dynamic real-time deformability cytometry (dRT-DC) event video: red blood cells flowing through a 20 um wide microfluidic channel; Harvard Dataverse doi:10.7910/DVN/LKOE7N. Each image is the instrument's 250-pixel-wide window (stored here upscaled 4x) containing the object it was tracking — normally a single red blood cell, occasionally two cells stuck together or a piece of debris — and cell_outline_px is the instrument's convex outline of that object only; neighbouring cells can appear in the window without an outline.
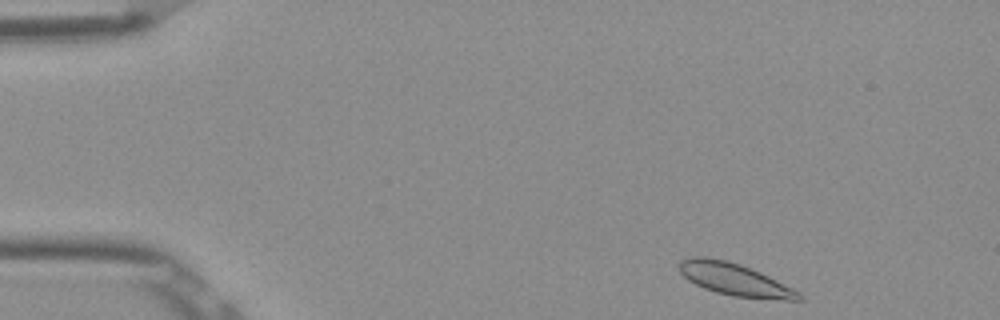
{"species": "Egyptian fruit bat (a non-hibernating species)", "species_latin": "Rousettus aegyptiacus", "temperature_condition": "room temperature", "stored_images_in_passage": 47, "camera_frame_rate_fps": 3000, "um_per_image_px": 0.085, "frame": {"image": 1, "passage_image": 1, "time_ms": 0.0, "image_size_px": [1000, 320], "cell_outline_px": [[804, 300], [788, 300], [732, 296], [716, 292], [704, 288], [688, 280], [680, 272], [680, 260], [688, 256], [704, 256], [728, 260], [740, 264], [760, 272], [800, 292], [804, 296]], "centroid_in_image_um": [62.44, 23.74], "position_along_channel_um": 22.6, "area_um2": 22.48}}
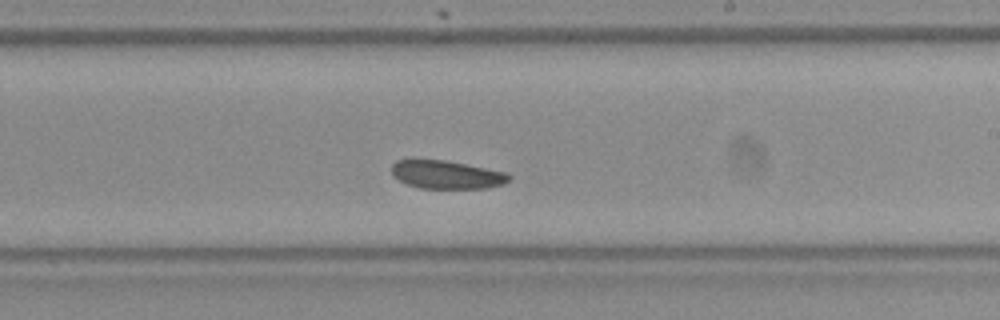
{"frame": {"image": 2, "passage_image": 26, "time_ms": 8.333, "image_size_px": [1000, 320], "cell_outline_px": [[512, 176], [504, 184], [488, 188], [420, 188], [408, 184], [392, 176], [392, 164], [396, 160], [412, 156], [448, 160], [508, 172]], "centroid_in_image_um": [37.92, 14.79], "position_along_channel_um": 251.1, "area_um2": 20.17}}
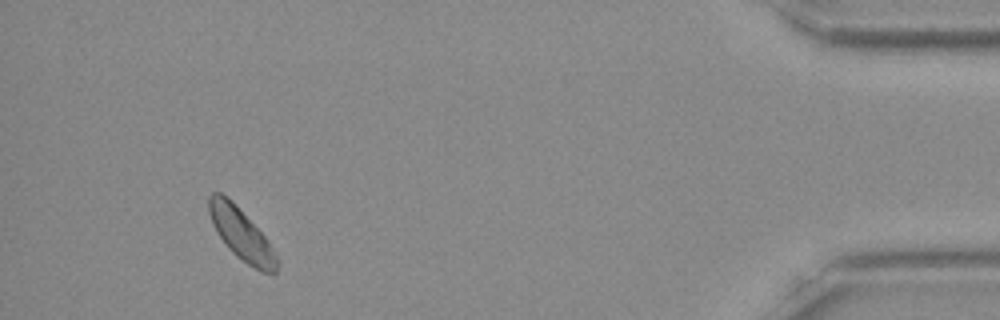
{"frame": {"image": 3, "passage_image": 44, "time_ms": 14.333, "image_size_px": [1000, 320], "cell_outline_px": [[276, 272], [260, 272], [236, 256], [228, 248], [216, 232], [212, 224], [208, 212], [208, 196], [212, 192], [220, 192], [232, 200], [268, 240], [276, 256]], "centroid_in_image_um": [20.45, 19.86], "position_along_channel_um": 414.8, "area_um2": 20.23}, "authors_computed_cell_mechanics": {"area_um2": 20.519, "velocity_mm_per_s": 3.7984, "shape_relaxation_time_tau1_ms": 3.0402, "shape_relaxation_time_tau2_ms": null, "deformation_change_tau1": 0.0505, "deformation_change_tau2": null}}